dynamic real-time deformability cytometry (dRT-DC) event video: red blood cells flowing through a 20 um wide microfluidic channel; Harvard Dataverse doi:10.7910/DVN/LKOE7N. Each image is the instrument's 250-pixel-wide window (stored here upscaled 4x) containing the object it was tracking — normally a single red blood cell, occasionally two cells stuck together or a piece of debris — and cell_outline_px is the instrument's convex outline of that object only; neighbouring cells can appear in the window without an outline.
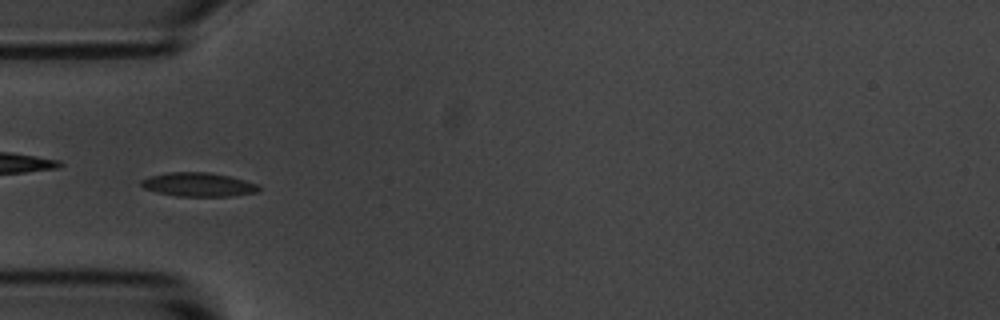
{"species": "common noctule bat (a hibernating species)", "species_latin": "Nyctalus noctula", "temperature_condition": "room temperature", "stored_images_in_passage": 54, "camera_frame_rate_fps": 3000, "um_per_image_px": 0.085, "animal": {"sex": "male", "body_mass_g": 20.1, "forearm_length_mm": 53.5}, "frame": {"image": 1, "passage_image": 16, "time_ms": 5.0, "image_size_px": [1000, 320], "cell_outline_px": [[260, 192], [232, 196], [176, 196], [156, 192], [144, 188], [140, 184], [140, 180], [152, 176], [168, 172], [208, 172], [228, 176], [244, 180], [256, 184], [260, 188]], "centroid_in_image_um": [16.86, 15.69], "position_along_channel_um": 68.1, "area_um2": 16.3}}
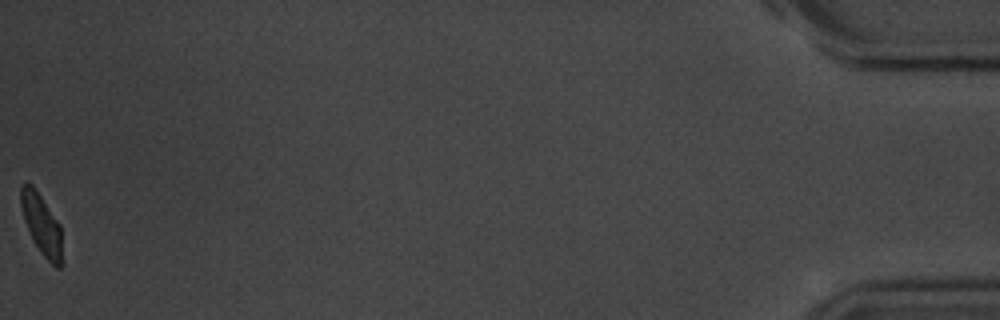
{"frame": {"image": 2, "passage_image": 54, "time_ms": 17.667, "image_size_px": [1000, 320], "cell_outline_px": [[64, 264], [60, 268], [56, 268], [40, 252], [32, 240], [24, 220], [20, 204], [20, 188], [24, 180], [28, 180], [32, 184], [60, 224]], "centroid_in_image_um": [3.54, 19.1], "position_along_channel_um": 431.7, "area_um2": 15.03}, "authors_computed_cell_mechanics": {"area_um2": 15.8372, "velocity_mm_per_s": 3.6558, "shape_relaxation_time_tau1_ms": 2.5424, "shape_relaxation_time_tau2_ms": 2.854, "deformation_change_tau1": 0.129, "deformation_change_tau2": 0.0857}}